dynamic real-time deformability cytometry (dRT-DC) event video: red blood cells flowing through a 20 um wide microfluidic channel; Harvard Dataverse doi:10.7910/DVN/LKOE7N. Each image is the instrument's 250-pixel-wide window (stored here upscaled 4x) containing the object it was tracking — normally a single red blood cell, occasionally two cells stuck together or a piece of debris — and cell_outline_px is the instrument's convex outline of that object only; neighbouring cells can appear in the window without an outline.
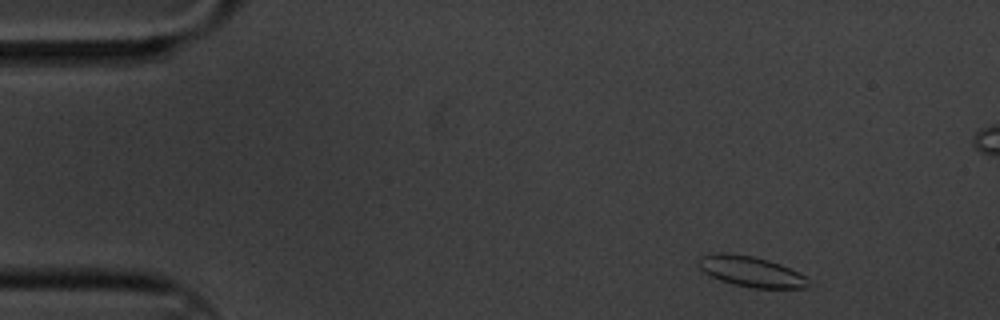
{"species": "common noctule bat (a hibernating species)", "species_latin": "Nyctalus noctula", "temperature_condition": "cold", "stored_images_in_passage": 5, "camera_frame_rate_fps": 3000, "um_per_image_px": 0.085, "animal": {"sex": "male", "body_mass_g": 20.1, "forearm_length_mm": 53.5}, "frame": {"image": 1, "passage_image": 1, "time_ms": 0.0, "image_size_px": [1000, 320], "cell_outline_px": [[816, 284], [804, 288], [752, 288], [720, 280], [704, 272], [700, 268], [700, 256], [716, 252], [724, 252], [752, 256], [768, 260], [780, 264], [804, 276]], "centroid_in_image_um": [63.88, 23.08], "position_along_channel_um": 21.1, "area_um2": 19.42}}
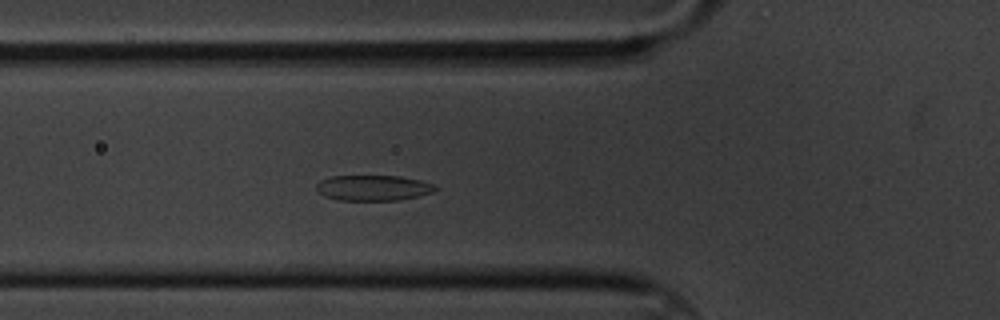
{"frame": {"image": 2, "passage_image": 5, "time_ms": 1.333, "image_size_px": [1000, 320], "cell_outline_px": [[440, 188], [432, 192], [420, 196], [400, 200], [340, 200], [324, 196], [316, 188], [316, 184], [320, 180], [332, 176], [400, 176], [420, 180], [432, 184]], "centroid_in_image_um": [31.74, 15.97], "position_along_channel_um": 94.1, "area_um2": 17.69}}